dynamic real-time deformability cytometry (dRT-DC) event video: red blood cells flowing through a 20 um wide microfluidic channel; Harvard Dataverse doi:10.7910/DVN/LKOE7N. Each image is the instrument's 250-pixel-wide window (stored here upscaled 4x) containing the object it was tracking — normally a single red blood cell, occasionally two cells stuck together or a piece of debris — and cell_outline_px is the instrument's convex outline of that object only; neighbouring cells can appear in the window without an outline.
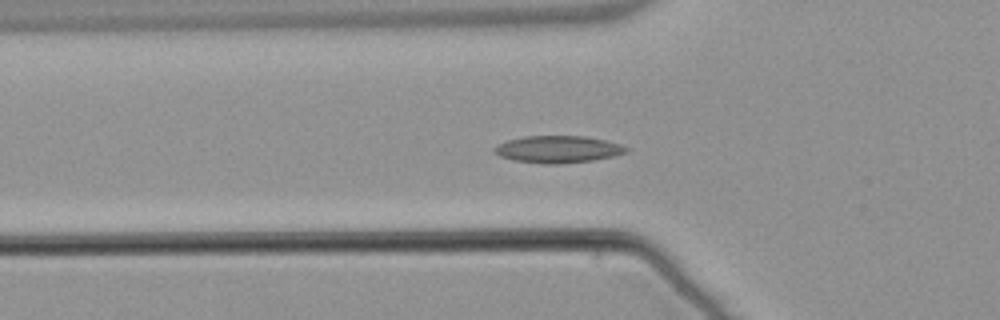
{"species": "common noctule bat (a hibernating species)", "species_latin": "Nyctalus noctula", "temperature_condition": "warm", "stored_images_in_passage": 47, "camera_frame_rate_fps": 3000, "um_per_image_px": 0.085, "animal": {"sex": "male", "body_mass_g": 21.5, "forearm_length_mm": 52.0}, "frame": {"image": 1, "passage_image": 11, "time_ms": 3.333, "image_size_px": [1000, 320], "cell_outline_px": [[628, 152], [616, 156], [592, 160], [560, 164], [548, 164], [512, 160], [500, 156], [492, 152], [492, 148], [496, 144], [508, 140], [524, 136], [584, 136], [604, 140], [620, 144], [628, 148]], "centroid_in_image_um": [47.39, 12.69], "position_along_channel_um": 78.4, "area_um2": 20.92}}
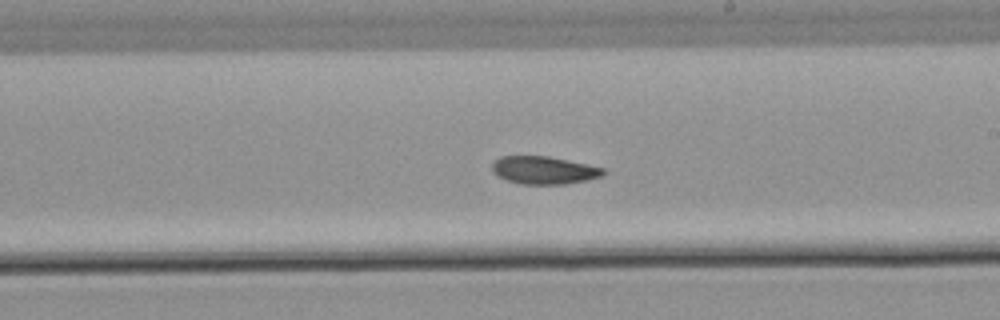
{"frame": {"image": 2, "passage_image": 24, "time_ms": 7.667, "image_size_px": [1000, 320], "cell_outline_px": [[608, 172], [600, 176], [584, 180], [564, 184], [520, 184], [496, 176], [492, 172], [492, 164], [500, 156], [548, 156], [588, 164], [604, 168]], "centroid_in_image_um": [46.22, 14.46], "position_along_channel_um": 242.8, "area_um2": 17.98}}
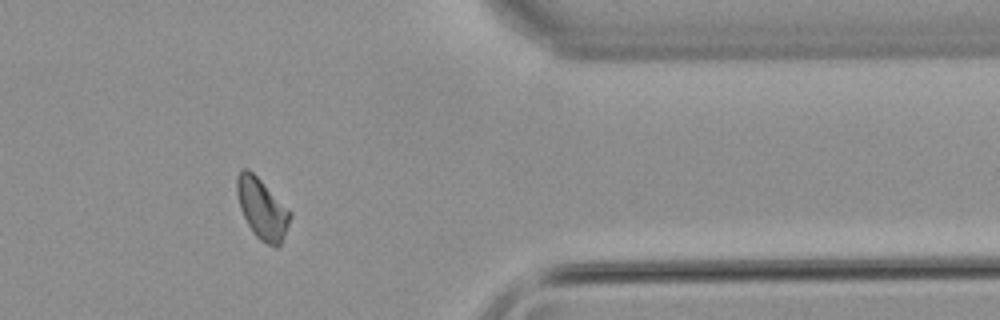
{"frame": {"image": 3, "passage_image": 37, "time_ms": 12.0, "image_size_px": [1000, 320], "cell_outline_px": [[292, 216], [280, 244], [276, 248], [260, 240], [252, 232], [240, 208], [236, 192], [236, 176], [244, 168], [248, 168], [292, 212]], "centroid_in_image_um": [22.27, 17.75], "position_along_channel_um": 389.1, "area_um2": 18.55}, "authors_computed_cell_mechanics": {"area_um2": 18.7272, "velocity_mm_per_s": 3.7937, "shape_relaxation_time_tau1_ms": null, "shape_relaxation_time_tau2_ms": 8.1116, "deformation_change_tau1": null, "deformation_change_tau2": 0.1183}}